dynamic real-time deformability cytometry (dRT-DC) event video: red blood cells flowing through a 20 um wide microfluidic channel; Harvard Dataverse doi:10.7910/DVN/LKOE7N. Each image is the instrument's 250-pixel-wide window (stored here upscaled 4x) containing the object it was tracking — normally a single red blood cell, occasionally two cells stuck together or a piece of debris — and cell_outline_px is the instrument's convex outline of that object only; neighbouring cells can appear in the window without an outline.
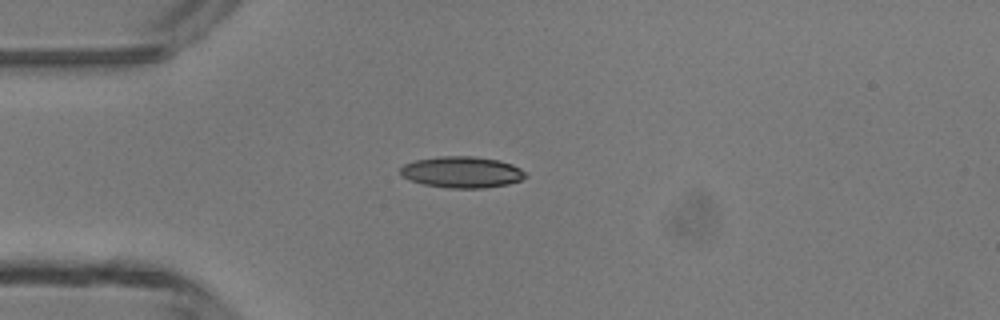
{"species": "common noctule bat (a hibernating species)", "species_latin": "Nyctalus noctula", "temperature_condition": "room temperature", "stored_images_in_passage": 4, "camera_frame_rate_fps": 3000, "um_per_image_px": 0.085, "animal": {"sex": "male", "body_mass_g": 13.3}, "frame": {"image": 1, "passage_image": 1, "time_ms": 0.0, "image_size_px": [1000, 320], "cell_outline_px": [[528, 176], [520, 180], [508, 184], [484, 188], [448, 188], [424, 184], [408, 180], [400, 176], [400, 168], [404, 164], [416, 160], [440, 156], [472, 156], [500, 160], [512, 164], [520, 168]], "centroid_in_image_um": [39.25, 14.63], "position_along_channel_um": 45.8, "area_um2": 22.95}}
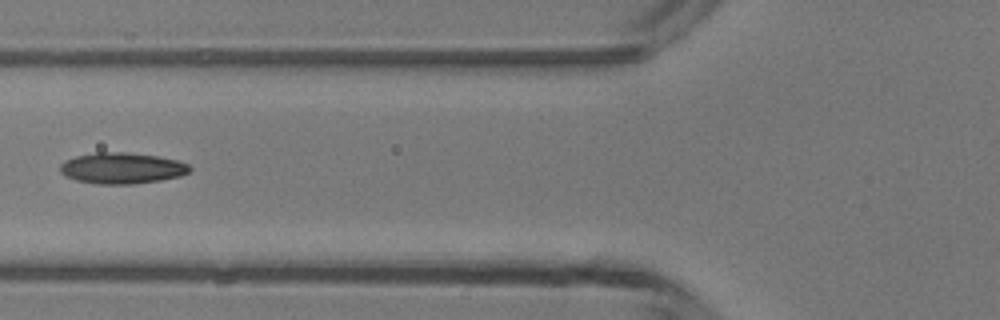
{"frame": {"image": 2, "passage_image": 3, "time_ms": 2.0, "image_size_px": [1000, 320], "cell_outline_px": [[192, 168], [188, 172], [180, 176], [160, 180], [132, 184], [96, 184], [76, 180], [64, 176], [60, 172], [60, 164], [64, 160], [76, 156], [96, 152], [128, 152], [156, 156], [176, 160], [188, 164]], "centroid_in_image_um": [10.33, 14.29], "position_along_channel_um": 115.5, "area_um2": 23.52}}
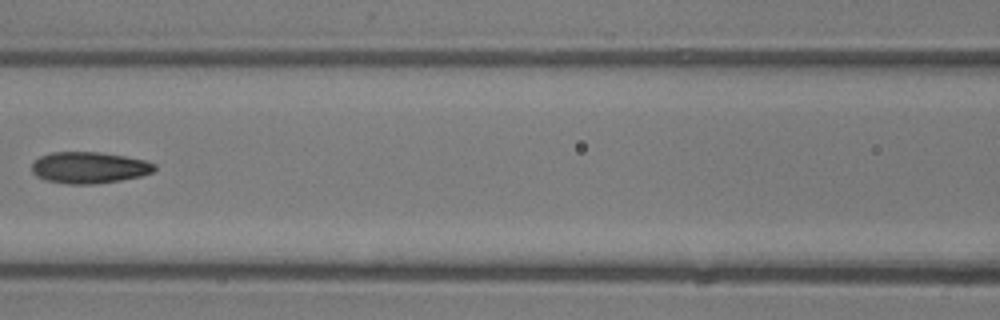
{"frame": {"image": 3, "passage_image": 4, "time_ms": 3.0, "image_size_px": [1000, 320], "cell_outline_px": [[156, 168], [152, 172], [140, 176], [120, 180], [92, 184], [68, 184], [44, 180], [36, 176], [32, 172], [32, 164], [40, 156], [52, 152], [96, 152], [124, 156], [144, 160], [156, 164]], "centroid_in_image_um": [7.55, 14.25], "position_along_channel_um": 159.0, "area_um2": 22.37}}